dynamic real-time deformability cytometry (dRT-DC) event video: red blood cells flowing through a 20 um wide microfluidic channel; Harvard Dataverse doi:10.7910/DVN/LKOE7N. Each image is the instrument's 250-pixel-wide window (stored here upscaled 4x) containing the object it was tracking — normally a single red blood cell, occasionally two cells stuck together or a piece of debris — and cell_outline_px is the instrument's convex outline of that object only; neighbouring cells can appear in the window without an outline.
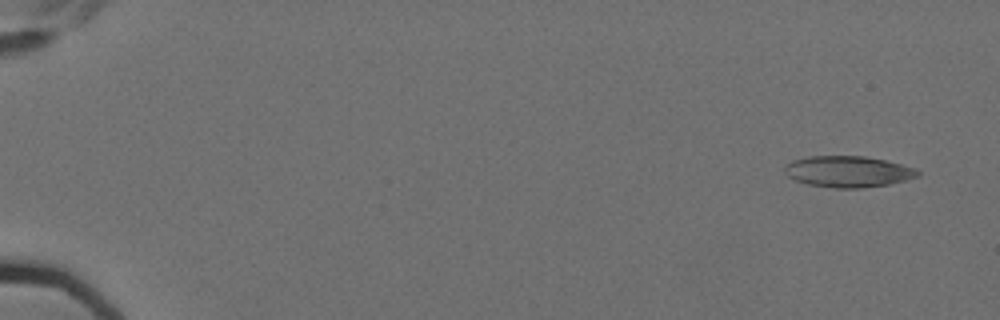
{"species": "Egyptian fruit bat (a non-hibernating species)", "species_latin": "Rousettus aegyptiacus", "temperature_condition": "cold", "stored_images_in_passage": 7, "camera_frame_rate_fps": 3000, "um_per_image_px": 0.085, "animal": {"sex": "female"}, "frame": {"image": 1, "passage_image": 1, "time_ms": 0.0, "image_size_px": [1000, 320], "cell_outline_px": [[920, 176], [888, 184], [860, 188], [832, 188], [808, 184], [796, 180], [788, 176], [784, 172], [784, 168], [792, 160], [808, 156], [864, 156], [884, 160], [916, 168], [920, 172]], "centroid_in_image_um": [72.08, 14.58], "position_along_channel_um": 12.9, "area_um2": 24.1}}
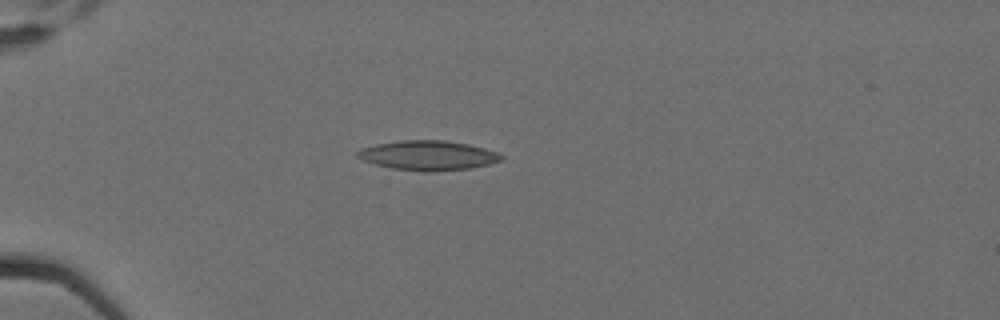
{"frame": {"image": 2, "passage_image": 5, "time_ms": 1.333, "image_size_px": [1000, 320], "cell_outline_px": [[504, 160], [472, 168], [428, 172], [392, 168], [376, 164], [364, 160], [356, 156], [356, 152], [360, 148], [376, 144], [400, 140], [444, 140], [468, 144], [484, 148], [496, 152], [504, 156]], "centroid_in_image_um": [36.39, 13.2], "position_along_channel_um": 48.6, "area_um2": 24.8}}
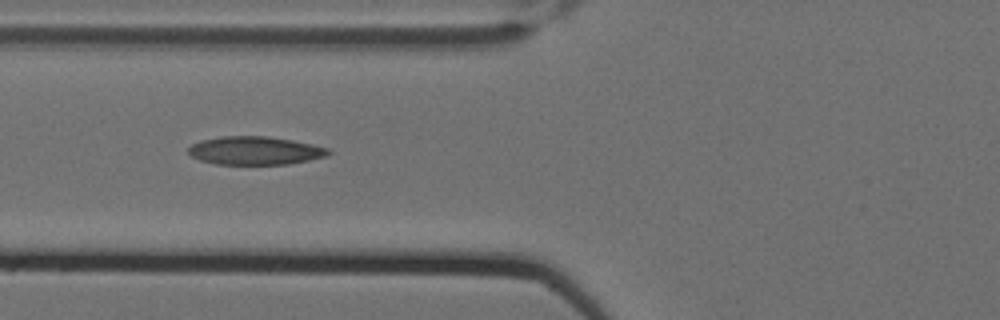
{"frame": {"image": 3, "passage_image": 7, "time_ms": 2.0, "image_size_px": [1000, 320], "cell_outline_px": [[332, 152], [328, 156], [288, 164], [216, 164], [200, 160], [192, 156], [188, 152], [188, 148], [192, 144], [200, 140], [220, 136], [268, 136], [292, 140], [312, 144], [328, 148]], "centroid_in_image_um": [21.68, 12.79], "position_along_channel_um": 104.1, "area_um2": 23.12}}